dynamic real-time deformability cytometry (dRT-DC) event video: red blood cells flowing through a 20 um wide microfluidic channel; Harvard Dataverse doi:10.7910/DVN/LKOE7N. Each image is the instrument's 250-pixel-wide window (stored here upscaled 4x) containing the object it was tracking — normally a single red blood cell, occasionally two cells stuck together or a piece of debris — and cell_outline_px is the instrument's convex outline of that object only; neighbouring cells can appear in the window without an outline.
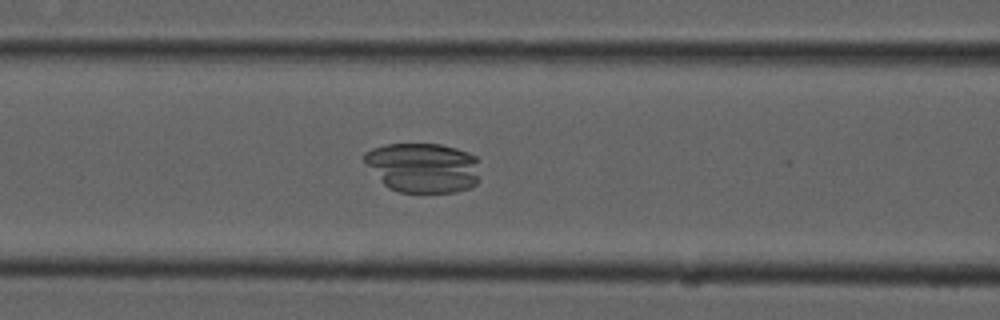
{"species": "common noctule bat (a hibernating species)", "species_latin": "Nyctalus noctula", "temperature_condition": "cold", "stored_images_in_passage": 41, "camera_frame_rate_fps": 3000, "um_per_image_px": 0.085, "animal": {"sex": "male", "forearm_length_mm": 52.5}, "frame": {"image": 1, "passage_image": 16, "time_ms": 5.0, "image_size_px": [1000, 320], "cell_outline_px": [[480, 180], [476, 184], [468, 188], [456, 192], [400, 192], [388, 188], [384, 184], [364, 160], [364, 152], [372, 148], [388, 144], [440, 144], [456, 148], [468, 152], [476, 156]], "centroid_in_image_um": [35.99, 14.24], "position_along_channel_um": 130.6, "area_um2": 33.58}}
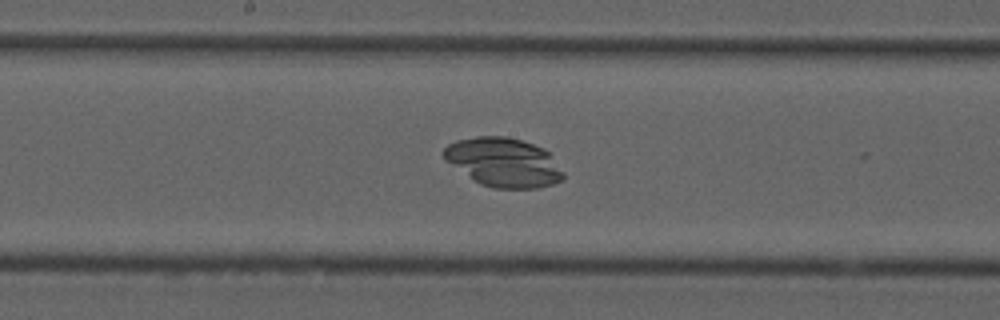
{"frame": {"image": 2, "passage_image": 22, "time_ms": 7.0, "image_size_px": [1000, 320], "cell_outline_px": [[564, 180], [552, 184], [536, 188], [496, 188], [480, 184], [444, 160], [440, 152], [448, 144], [456, 140], [476, 136], [504, 136], [520, 140], [544, 148], [548, 152], [564, 172]], "centroid_in_image_um": [42.78, 13.79], "position_along_channel_um": 205.4, "area_um2": 34.16}}
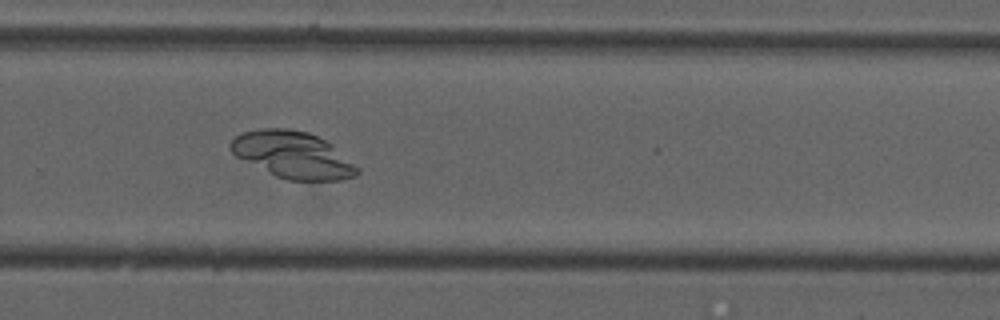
{"frame": {"image": 3, "passage_image": 30, "time_ms": 9.667, "image_size_px": [1000, 320], "cell_outline_px": [[360, 172], [356, 176], [340, 180], [288, 180], [276, 176], [236, 156], [228, 148], [228, 144], [236, 136], [244, 132], [264, 128], [288, 128], [308, 132], [332, 144], [360, 168]], "centroid_in_image_um": [24.91, 13.16], "position_along_channel_um": 304.9, "area_um2": 34.33}}